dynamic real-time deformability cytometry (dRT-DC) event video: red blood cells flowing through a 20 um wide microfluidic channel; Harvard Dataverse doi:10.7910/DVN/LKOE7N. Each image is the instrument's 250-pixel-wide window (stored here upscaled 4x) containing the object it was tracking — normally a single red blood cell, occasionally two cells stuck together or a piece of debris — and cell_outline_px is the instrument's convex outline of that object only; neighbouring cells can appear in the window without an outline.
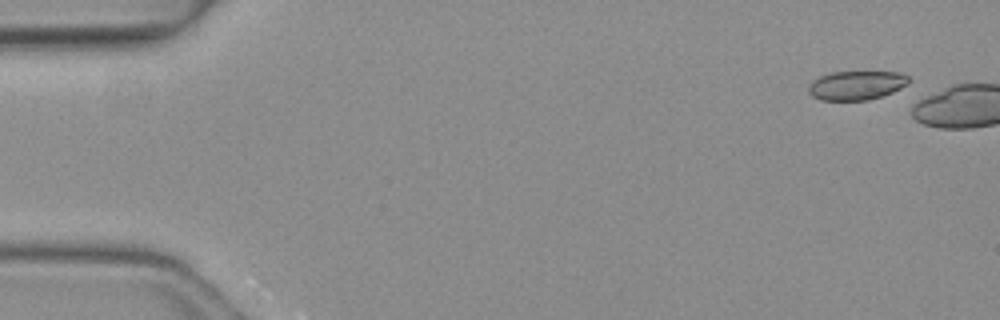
{"species": "common noctule bat (a hibernating species)", "species_latin": "Nyctalus noctula", "temperature_condition": "warm", "stored_images_in_passage": 5, "camera_frame_rate_fps": 3000, "um_per_image_px": 0.085, "animal": {"sex": "female", "body_mass_g": 19.3, "forearm_length_mm": 54.1}, "frame": {"image": 1, "passage_image": 1, "time_ms": 0.0, "image_size_px": [1000, 320], "cell_outline_px": [[912, 80], [908, 84], [892, 92], [868, 100], [820, 100], [812, 96], [808, 92], [808, 84], [812, 80], [820, 76], [832, 72], [900, 72], [908, 76]], "centroid_in_image_um": [72.78, 7.25], "position_along_channel_um": 12.2, "area_um2": 17.05}}